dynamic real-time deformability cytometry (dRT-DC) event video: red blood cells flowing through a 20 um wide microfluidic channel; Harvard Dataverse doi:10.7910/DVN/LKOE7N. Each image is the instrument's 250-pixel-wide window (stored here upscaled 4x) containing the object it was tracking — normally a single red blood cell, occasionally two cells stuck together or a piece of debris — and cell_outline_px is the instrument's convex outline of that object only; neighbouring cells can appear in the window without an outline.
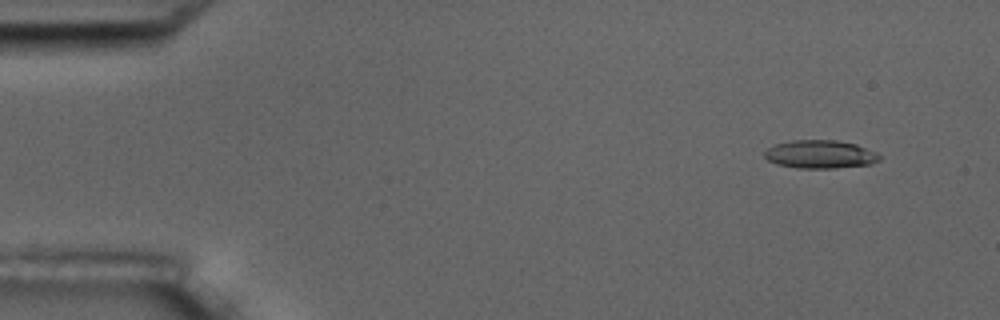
{"species": "common noctule bat (a hibernating species)", "species_latin": "Nyctalus noctula", "temperature_condition": "room temperature", "stored_images_in_passage": 10, "camera_frame_rate_fps": 3000, "um_per_image_px": 0.085, "animal": {"sex": "male", "body_mass_g": 17.5, "forearm_length_mm": 52.3}, "frame": {"image": 1, "passage_image": 2, "time_ms": 1.333, "image_size_px": [1000, 320], "cell_outline_px": [[880, 160], [872, 164], [836, 168], [796, 168], [776, 164], [768, 160], [764, 156], [764, 152], [768, 148], [776, 144], [792, 140], [836, 140], [856, 144], [876, 152], [880, 156]], "centroid_in_image_um": [69.72, 13.12], "position_along_channel_um": 15.3, "area_um2": 18.96}}
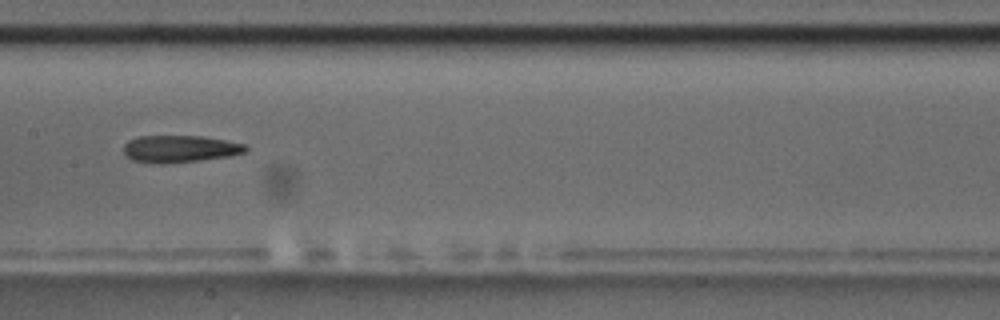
{"frame": {"image": 2, "passage_image": 9, "time_ms": 9.333, "image_size_px": [1000, 320], "cell_outline_px": [[248, 148], [244, 152], [228, 156], [200, 160], [164, 164], [160, 164], [132, 160], [124, 152], [124, 144], [128, 140], [136, 136], [204, 136], [244, 144]], "centroid_in_image_um": [15.25, 12.65], "position_along_channel_um": 192.2, "area_um2": 19.19}}
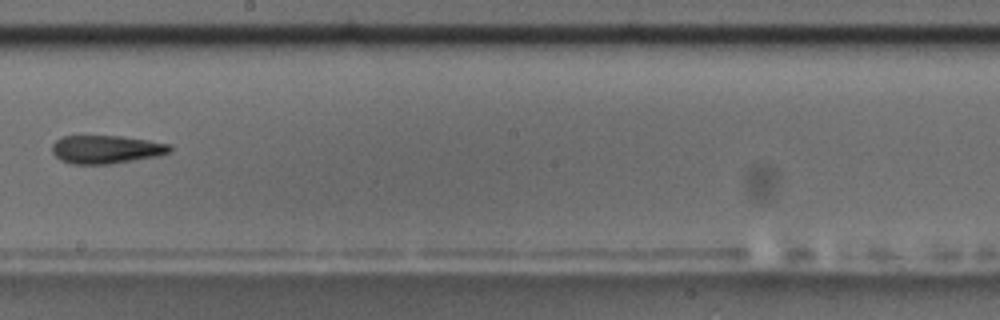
{"frame": {"image": 3, "passage_image": 10, "time_ms": 10.667, "image_size_px": [1000, 320], "cell_outline_px": [[172, 148], [168, 152], [160, 156], [108, 164], [72, 164], [60, 160], [52, 152], [52, 144], [60, 136], [120, 136], [148, 140], [172, 144]], "centroid_in_image_um": [9.02, 12.7], "position_along_channel_um": 239.2, "area_um2": 19.48}}